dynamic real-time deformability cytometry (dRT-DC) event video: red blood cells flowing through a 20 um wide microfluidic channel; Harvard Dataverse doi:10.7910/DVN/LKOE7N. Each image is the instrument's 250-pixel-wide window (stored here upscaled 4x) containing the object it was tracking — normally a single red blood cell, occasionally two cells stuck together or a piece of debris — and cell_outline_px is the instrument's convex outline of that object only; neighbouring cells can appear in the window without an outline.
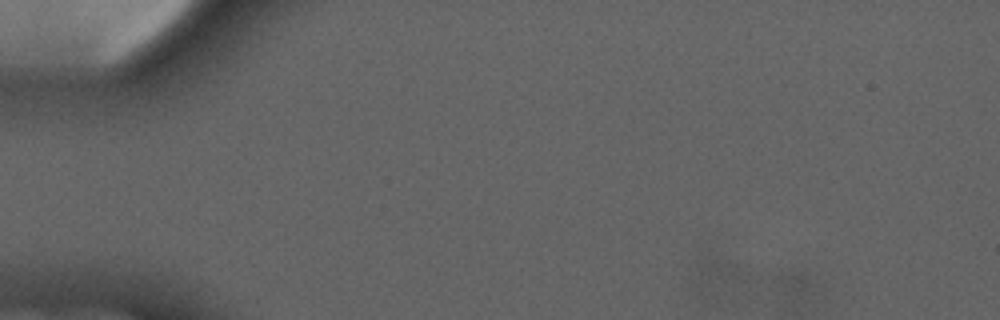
{"species": "common noctule bat (a hibernating species)", "species_latin": "Nyctalus noctula", "temperature_condition": "cold", "stored_images_in_passage": 3, "camera_frame_rate_fps": 3000, "um_per_image_px": 0.085, "animal": {"sex": "male", "forearm_length_mm": 52.5}, "frame": {"image": 1, "passage_image": 1, "time_ms": 0.0, "image_size_px": [1000, 320], "cell_outline_px": [[748, 272], [740, 292], [704, 300], [696, 296], [696, 264], [708, 256], [736, 264]], "centroid_in_image_um": [61.06, 23.66], "position_along_channel_um": 23.9, "area_um2": 12.14}}